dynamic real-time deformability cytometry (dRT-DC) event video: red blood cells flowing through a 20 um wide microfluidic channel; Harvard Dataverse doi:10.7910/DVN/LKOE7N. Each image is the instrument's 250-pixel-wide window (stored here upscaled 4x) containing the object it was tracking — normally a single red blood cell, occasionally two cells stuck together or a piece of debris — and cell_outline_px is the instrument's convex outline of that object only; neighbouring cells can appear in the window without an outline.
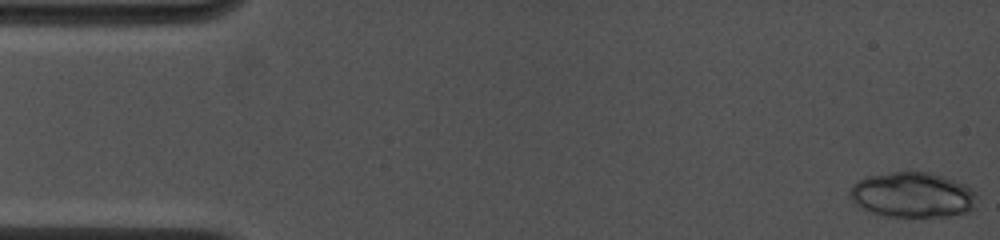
{"species": "common noctule bat (a hibernating species)", "species_latin": "Nyctalus noctula", "temperature_condition": "cold", "stored_images_in_passage": 10, "camera_frame_rate_fps": 4500, "um_per_image_px": 0.085, "animal": {"sex": "female", "body_mass_g": 19.0, "forearm_length_mm": 53.3}, "frame": {"image": 1, "passage_image": 1, "time_ms": 0.0, "image_size_px": [1000, 240], "cell_outline_px": [[976, 196], [972, 208], [968, 212], [948, 216], [884, 216], [868, 212], [860, 208], [848, 196], [848, 192], [852, 184], [864, 176], [892, 172], [932, 172], [968, 184], [976, 192]], "centroid_in_image_um": [77.53, 16.55], "position_along_channel_um": 7.5, "area_um2": 33.99}}